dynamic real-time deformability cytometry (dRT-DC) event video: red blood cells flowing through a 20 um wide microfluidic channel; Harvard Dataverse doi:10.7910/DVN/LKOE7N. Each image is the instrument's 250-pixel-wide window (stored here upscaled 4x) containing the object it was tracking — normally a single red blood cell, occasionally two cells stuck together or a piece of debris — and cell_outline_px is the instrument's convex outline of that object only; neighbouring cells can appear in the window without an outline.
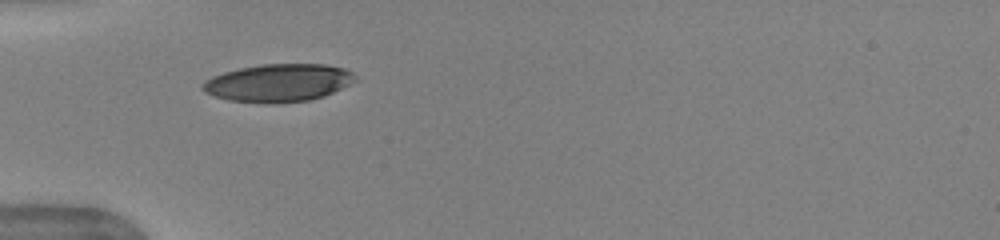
{"species": "human", "species_latin": "Homo sapiens", "temperature_condition": "warm", "stored_images_in_passage": 33, "camera_frame_rate_fps": 3000, "um_per_image_px": 0.085, "donor": {"sex": "female"}, "frame": {"image": 1, "passage_image": 1, "time_ms": 0.0, "image_size_px": [1000, 240], "cell_outline_px": [[356, 80], [324, 96], [308, 100], [268, 104], [264, 104], [228, 100], [204, 92], [200, 88], [204, 80], [212, 76], [224, 72], [240, 68], [264, 64], [324, 64], [344, 68], [352, 72], [356, 76]], "centroid_in_image_um": [23.62, 7.04], "position_along_channel_um": 61.4, "area_um2": 33.58}, "authors_computed_cell_mechanics": {"area_um2": 34.7956, "velocity_mm_per_s": 3.936, "shape_relaxation_time_tau1_ms": 3.8724, "shape_relaxation_time_tau2_ms": null, "deformation_change_tau1": 0.2068, "deformation_change_tau2": null}}